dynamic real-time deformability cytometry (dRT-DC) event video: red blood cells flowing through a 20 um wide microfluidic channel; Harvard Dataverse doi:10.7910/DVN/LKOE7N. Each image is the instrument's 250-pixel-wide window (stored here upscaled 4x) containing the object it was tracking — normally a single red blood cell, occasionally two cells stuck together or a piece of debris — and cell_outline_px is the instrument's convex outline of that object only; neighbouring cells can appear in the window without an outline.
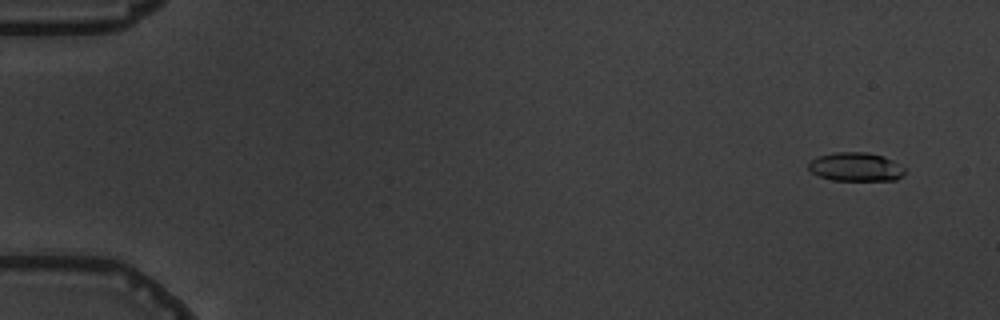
{"species": "common noctule bat (a hibernating species)", "species_latin": "Nyctalus noctula", "temperature_condition": "warm", "stored_images_in_passage": 5, "camera_frame_rate_fps": 3000, "um_per_image_px": 0.085, "animal": {"sex": "male", "body_mass_g": 19.5, "forearm_length_mm": 54.6}, "frame": {"image": 1, "passage_image": 2, "time_ms": 1.0, "image_size_px": [1000, 320], "cell_outline_px": [[904, 176], [896, 180], [832, 180], [820, 176], [812, 172], [808, 168], [808, 160], [816, 156], [836, 152], [864, 152], [884, 156], [892, 160], [904, 168]], "centroid_in_image_um": [72.71, 14.18], "position_along_channel_um": 12.3, "area_um2": 16.18}}